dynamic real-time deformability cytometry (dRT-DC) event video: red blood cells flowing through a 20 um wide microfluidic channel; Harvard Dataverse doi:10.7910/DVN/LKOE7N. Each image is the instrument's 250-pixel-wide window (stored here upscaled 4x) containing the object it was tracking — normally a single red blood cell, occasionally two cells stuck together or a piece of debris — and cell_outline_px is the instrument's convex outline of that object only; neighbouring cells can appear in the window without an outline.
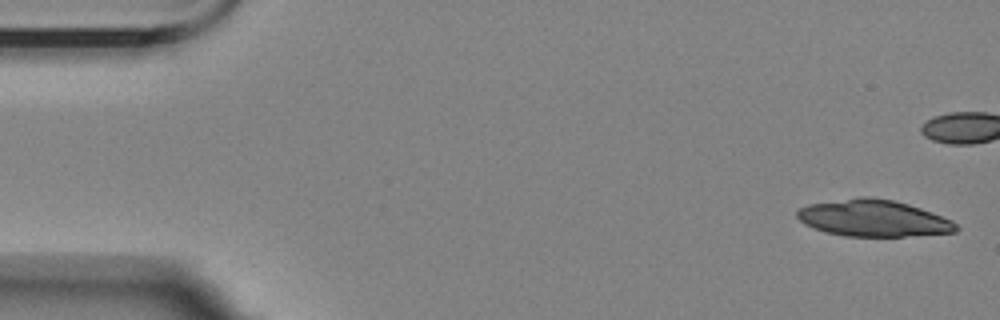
{"species": "Egyptian fruit bat (a non-hibernating species)", "species_latin": "Rousettus aegyptiacus", "temperature_condition": "room temperature", "stored_images_in_passage": 4, "camera_frame_rate_fps": 3000, "um_per_image_px": 0.085, "animal": {"sex": "female"}, "frame": {"image": 1, "passage_image": 1, "time_ms": 0.0, "image_size_px": [1000, 320], "cell_outline_px": [[960, 228], [956, 232], [904, 236], [844, 236], [824, 232], [812, 228], [804, 224], [796, 216], [796, 212], [800, 208], [808, 204], [860, 196], [868, 196], [892, 200], [908, 204], [932, 212], [952, 220]], "centroid_in_image_um": [74.21, 18.55], "position_along_channel_um": 10.8, "area_um2": 34.04}}